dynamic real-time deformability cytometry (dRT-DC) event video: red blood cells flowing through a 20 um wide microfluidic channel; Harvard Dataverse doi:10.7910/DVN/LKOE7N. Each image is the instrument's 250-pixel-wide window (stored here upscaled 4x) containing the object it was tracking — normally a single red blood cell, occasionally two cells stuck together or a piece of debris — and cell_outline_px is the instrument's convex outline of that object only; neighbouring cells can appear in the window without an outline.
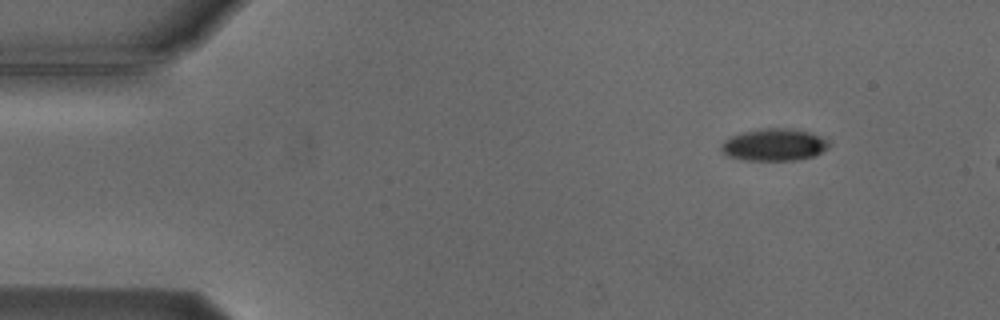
{"species": "Egyptian fruit bat (a non-hibernating species)", "species_latin": "Rousettus aegyptiacus", "temperature_condition": "cold", "stored_images_in_passage": 5, "segment_of_instrument_passage": [2, 2], "camera_frame_rate_fps": 3000, "um_per_image_px": 0.085, "animal": {"sex": "male"}, "frame": {"image": 1, "passage_image": 5, "time_ms": 5.667, "image_size_px": [1000, 320], "cell_outline_px": [[828, 148], [816, 156], [796, 160], [744, 160], [728, 156], [720, 148], [720, 144], [728, 136], [760, 128], [792, 128], [812, 132], [828, 140]], "centroid_in_image_um": [65.8, 12.29], "position_along_channel_um": 19.2, "area_um2": 20.46}}